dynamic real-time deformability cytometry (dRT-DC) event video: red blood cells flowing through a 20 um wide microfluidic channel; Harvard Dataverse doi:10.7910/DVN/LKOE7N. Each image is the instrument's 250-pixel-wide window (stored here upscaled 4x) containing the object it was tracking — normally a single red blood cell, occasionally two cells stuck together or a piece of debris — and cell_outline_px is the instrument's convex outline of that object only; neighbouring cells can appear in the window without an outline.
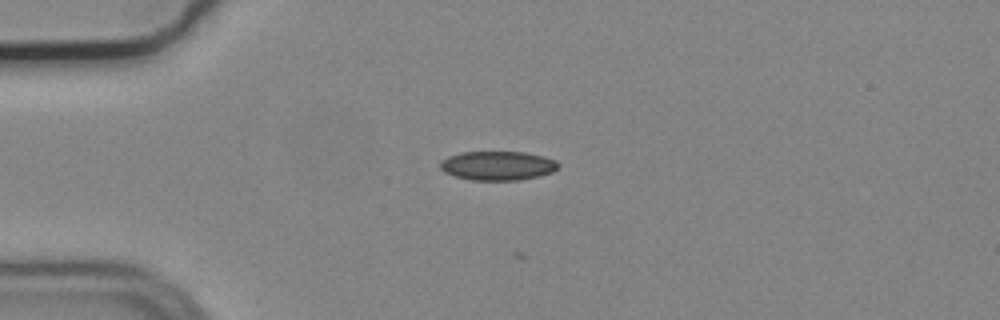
{"species": "common noctule bat (a hibernating species)", "species_latin": "Nyctalus noctula", "temperature_condition": "cold", "stored_images_in_passage": 2, "camera_frame_rate_fps": 3000, "um_per_image_px": 0.085, "animal": {"sex": "male", "body_mass_g": 19.2, "forearm_length_mm": 51.8}, "frame": {"image": 1, "passage_image": 1, "time_ms": 0.0, "image_size_px": [1000, 320], "cell_outline_px": [[560, 164], [552, 172], [540, 176], [520, 180], [472, 180], [456, 176], [444, 172], [440, 168], [440, 160], [448, 156], [460, 152], [524, 152], [544, 156], [556, 160]], "centroid_in_image_um": [42.3, 14.08], "position_along_channel_um": 42.7, "area_um2": 20.11}}